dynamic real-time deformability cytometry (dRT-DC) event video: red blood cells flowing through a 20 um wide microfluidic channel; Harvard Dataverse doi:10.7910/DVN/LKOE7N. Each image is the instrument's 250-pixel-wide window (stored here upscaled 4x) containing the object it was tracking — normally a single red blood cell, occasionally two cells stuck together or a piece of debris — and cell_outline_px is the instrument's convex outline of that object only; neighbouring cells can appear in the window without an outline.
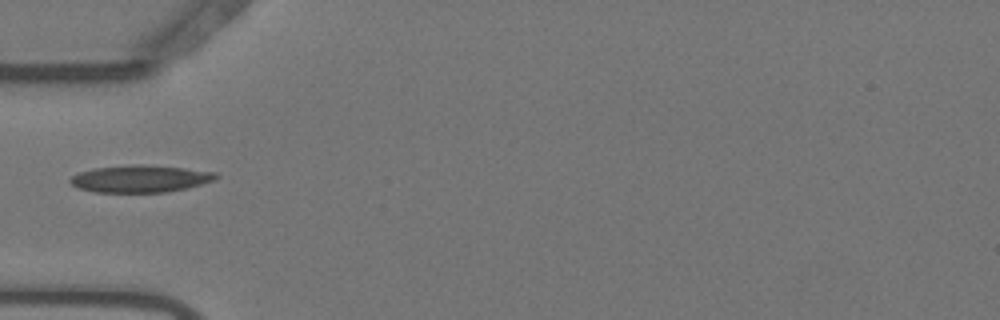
{"species": "Egyptian fruit bat (a non-hibernating species)", "species_latin": "Rousettus aegyptiacus", "temperature_condition": "warm", "stored_images_in_passage": 32, "camera_frame_rate_fps": 3000, "um_per_image_px": 0.085, "animal": {"sex": "female"}, "frame": {"image": 1, "passage_image": 1, "time_ms": 0.0, "image_size_px": [1000, 320], "cell_outline_px": [[220, 176], [212, 180], [200, 184], [184, 188], [164, 192], [96, 192], [80, 188], [72, 184], [68, 180], [72, 176], [80, 172], [92, 168], [132, 164], [140, 164], [184, 168], [216, 172]], "centroid_in_image_um": [11.89, 15.18], "position_along_channel_um": 73.1, "area_um2": 22.83}}
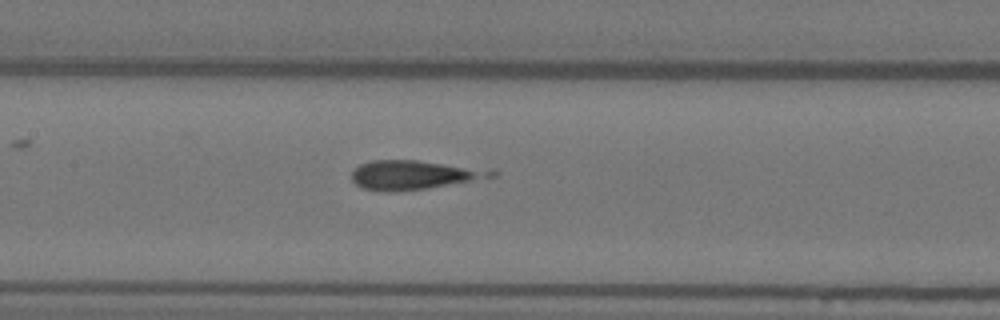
{"frame": {"image": 2, "passage_image": 9, "time_ms": 2.667, "image_size_px": [1000, 320], "cell_outline_px": [[476, 176], [468, 180], [428, 188], [392, 192], [384, 192], [364, 188], [356, 184], [352, 180], [352, 172], [360, 164], [372, 160], [416, 160], [440, 164], [460, 168], [472, 172]], "centroid_in_image_um": [34.55, 14.89], "position_along_channel_um": 172.9, "area_um2": 20.98}}
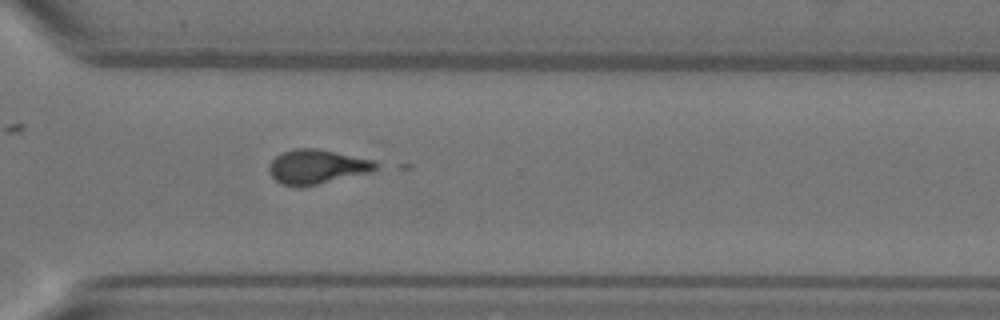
{"frame": {"image": 3, "passage_image": 23, "time_ms": 7.333, "image_size_px": [1000, 320], "cell_outline_px": [[380, 164], [372, 172], [316, 184], [280, 184], [272, 176], [268, 168], [272, 160], [276, 156], [284, 152], [296, 148], [316, 148], [336, 152], [372, 160]], "centroid_in_image_um": [26.96, 14.14], "position_along_channel_um": 343.6, "area_um2": 20.75}}